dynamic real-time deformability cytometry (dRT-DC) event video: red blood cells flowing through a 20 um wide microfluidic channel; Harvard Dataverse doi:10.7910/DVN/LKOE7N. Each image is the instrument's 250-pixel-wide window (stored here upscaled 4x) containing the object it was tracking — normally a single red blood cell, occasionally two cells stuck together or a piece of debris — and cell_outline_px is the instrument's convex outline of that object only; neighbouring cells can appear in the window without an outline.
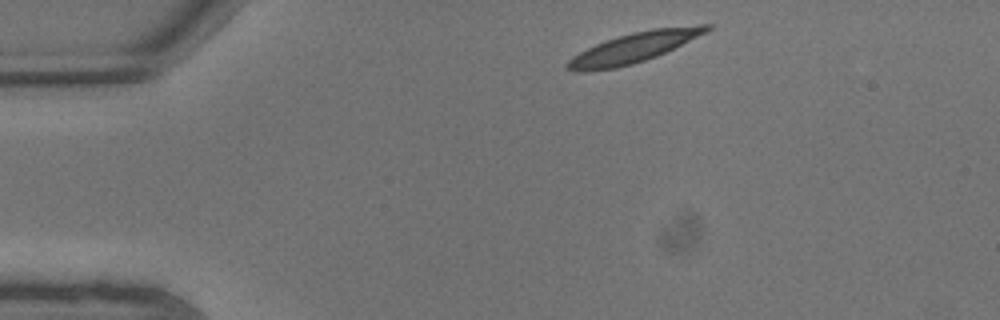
{"species": "common noctule bat (a hibernating species)", "species_latin": "Nyctalus noctula", "temperature_condition": "warm", "stored_images_in_passage": 6, "camera_frame_rate_fps": 3000, "um_per_image_px": 0.085, "animal": {"sex": "male", "body_mass_g": 13.3}, "frame": {"image": 1, "passage_image": 1, "time_ms": 0.0, "image_size_px": [1000, 320], "cell_outline_px": [[716, 24], [708, 32], [656, 56], [632, 64], [616, 68], [588, 72], [576, 72], [564, 68], [564, 64], [572, 56], [604, 40], [632, 32], [652, 28], [700, 24]], "centroid_in_image_um": [53.87, 4.04], "position_along_channel_um": 31.1, "area_um2": 24.68}}
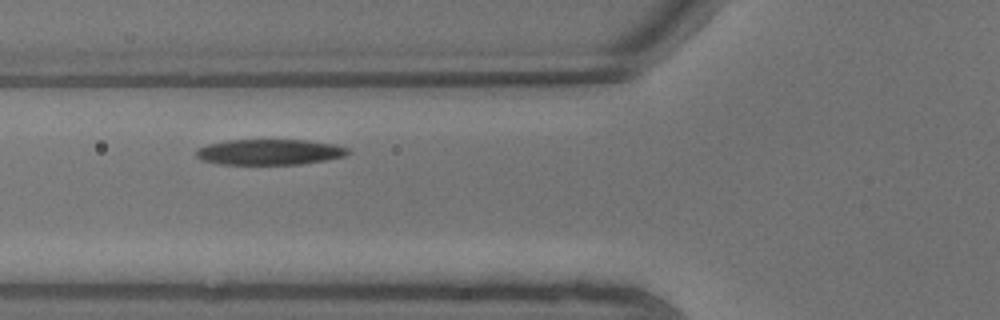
{"frame": {"image": 2, "passage_image": 5, "time_ms": 1.333, "image_size_px": [1000, 320], "cell_outline_px": [[352, 152], [344, 156], [328, 160], [304, 164], [220, 164], [200, 160], [196, 156], [196, 148], [208, 144], [228, 140], [304, 140], [332, 144], [348, 148]], "centroid_in_image_um": [22.91, 12.93], "position_along_channel_um": 102.9, "area_um2": 22.77}}
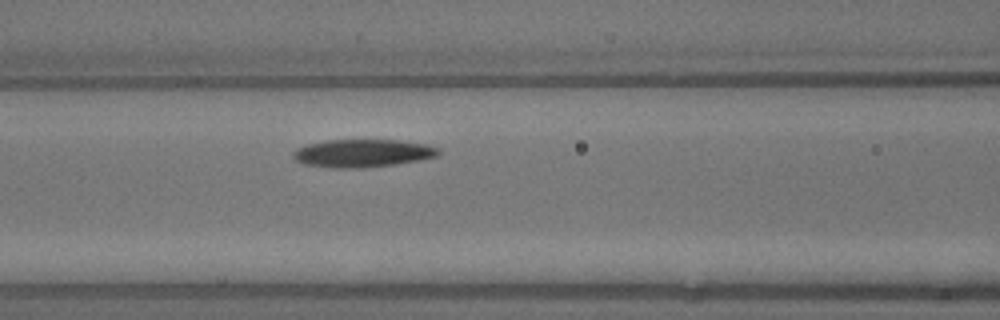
{"frame": {"image": 3, "passage_image": 6, "time_ms": 1.667, "image_size_px": [1000, 320], "cell_outline_px": [[440, 156], [396, 164], [364, 168], [332, 168], [304, 164], [296, 160], [292, 156], [292, 152], [296, 148], [308, 144], [328, 140], [400, 140], [428, 144], [440, 148]], "centroid_in_image_um": [30.85, 13.02], "position_along_channel_um": 135.8, "area_um2": 23.87}}